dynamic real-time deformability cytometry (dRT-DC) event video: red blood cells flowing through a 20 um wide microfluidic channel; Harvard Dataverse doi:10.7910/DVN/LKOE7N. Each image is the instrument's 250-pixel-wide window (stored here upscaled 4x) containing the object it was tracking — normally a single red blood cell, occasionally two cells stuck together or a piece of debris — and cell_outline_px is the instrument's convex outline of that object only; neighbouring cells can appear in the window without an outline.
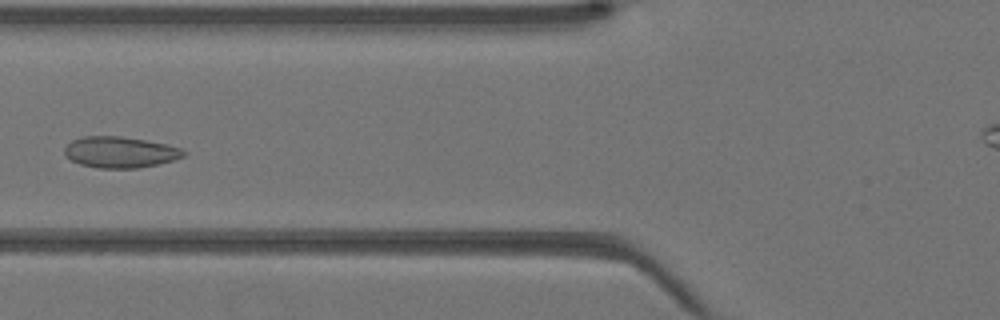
{"species": "Egyptian fruit bat (a non-hibernating species)", "species_latin": "Rousettus aegyptiacus", "temperature_condition": "warm", "stored_images_in_passage": 45, "camera_frame_rate_fps": 3000, "um_per_image_px": 0.085, "animal": {"sex": "female"}, "frame": {"image": 1, "passage_image": 18, "time_ms": 5.667, "image_size_px": [1000, 320], "cell_outline_px": [[188, 152], [184, 156], [172, 160], [156, 164], [136, 168], [96, 168], [80, 164], [64, 156], [64, 148], [72, 140], [84, 136], [120, 136], [168, 144], [180, 148]], "centroid_in_image_um": [10.19, 12.93], "position_along_channel_um": 115.6, "area_um2": 21.56}}
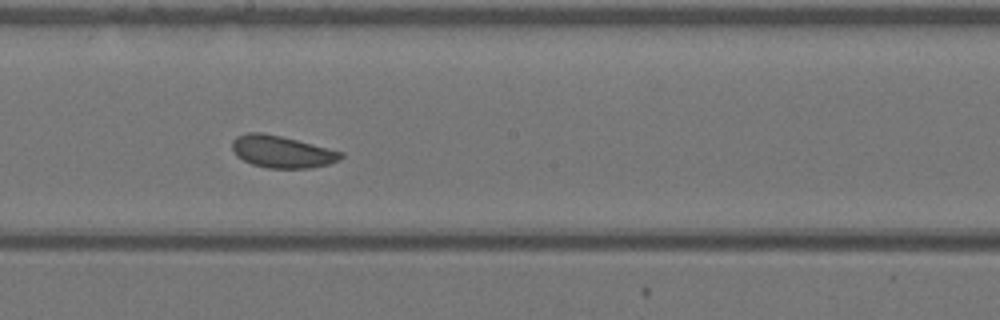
{"frame": {"image": 2, "passage_image": 25, "time_ms": 8.0, "image_size_px": [1000, 320], "cell_outline_px": [[344, 156], [340, 160], [328, 164], [312, 168], [268, 168], [252, 164], [236, 156], [232, 148], [232, 140], [236, 136], [248, 132], [264, 132], [344, 152]], "centroid_in_image_um": [23.95, 12.89], "position_along_channel_um": 224.2, "area_um2": 20.35}}
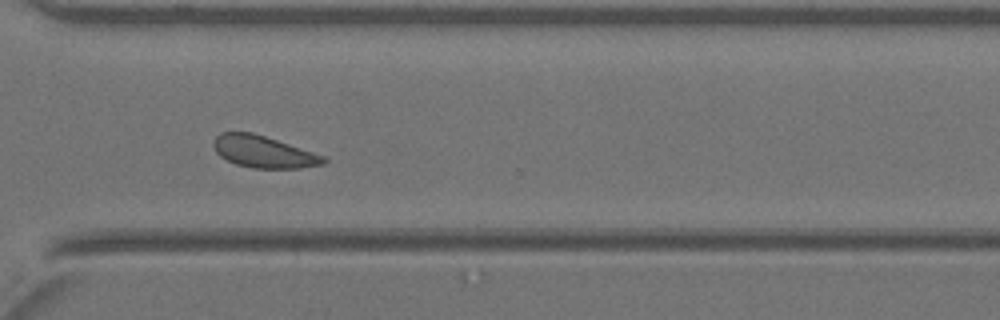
{"frame": {"image": 3, "passage_image": 33, "time_ms": 10.667, "image_size_px": [1000, 320], "cell_outline_px": [[328, 160], [324, 164], [300, 168], [252, 168], [236, 164], [220, 156], [216, 152], [212, 144], [212, 140], [220, 132], [252, 132], [328, 156]], "centroid_in_image_um": [22.42, 12.9], "position_along_channel_um": 348.2, "area_um2": 20.69}}